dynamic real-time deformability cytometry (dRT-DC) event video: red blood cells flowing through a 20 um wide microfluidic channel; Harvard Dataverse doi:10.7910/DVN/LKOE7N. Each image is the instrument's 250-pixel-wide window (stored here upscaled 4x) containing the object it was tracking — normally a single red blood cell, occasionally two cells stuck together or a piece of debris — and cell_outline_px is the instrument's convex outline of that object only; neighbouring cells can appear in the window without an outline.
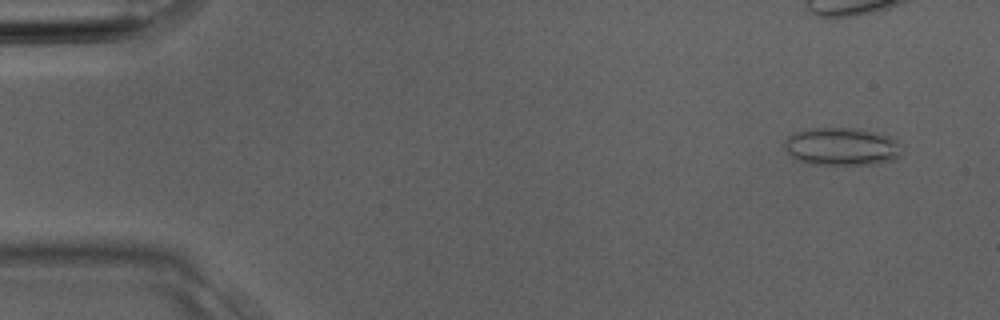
{"species": "Egyptian fruit bat (a non-hibernating species)", "species_latin": "Rousettus aegyptiacus", "temperature_condition": "room temperature", "stored_images_in_passage": 4, "camera_frame_rate_fps": 3000, "um_per_image_px": 0.085, "animal": {"sex": "male"}, "frame": {"image": 1, "passage_image": 1, "time_ms": 0.0, "image_size_px": [1000, 320], "cell_outline_px": [[904, 144], [900, 156], [896, 160], [872, 164], [812, 164], [796, 160], [784, 148], [784, 140], [788, 136], [796, 132], [812, 128], [864, 128], [888, 136]], "centroid_in_image_um": [71.6, 12.45], "position_along_channel_um": 13.4, "area_um2": 26.24}}